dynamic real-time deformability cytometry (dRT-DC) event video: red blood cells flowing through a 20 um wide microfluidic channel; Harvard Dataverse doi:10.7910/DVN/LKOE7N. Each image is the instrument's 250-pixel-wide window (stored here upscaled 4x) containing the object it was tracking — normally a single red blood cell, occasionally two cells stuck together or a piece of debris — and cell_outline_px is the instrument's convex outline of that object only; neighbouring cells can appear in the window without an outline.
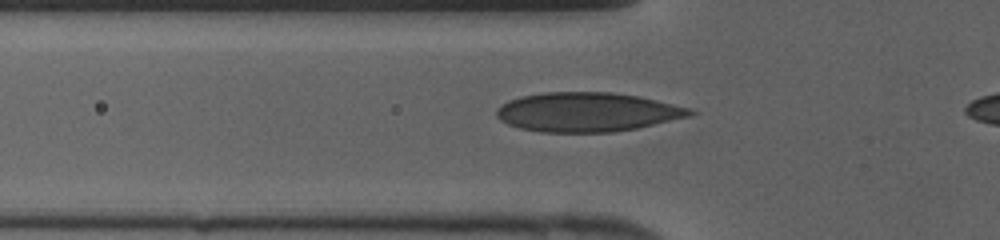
{"species": "human", "species_latin": "Homo sapiens", "temperature_condition": "cold", "stored_images_in_passage": 28, "camera_frame_rate_fps": 3000, "um_per_image_px": 0.085, "donor": {"sex": "female"}, "frame": {"image": 1, "passage_image": 7, "time_ms": 2.0, "image_size_px": [1000, 240], "cell_outline_px": [[700, 112], [692, 116], [636, 128], [612, 132], [540, 132], [520, 128], [508, 124], [500, 120], [496, 116], [496, 108], [508, 100], [520, 96], [544, 92], [612, 92], [636, 96], [656, 100], [692, 108]], "centroid_in_image_um": [49.93, 9.52], "position_along_channel_um": 75.9, "area_um2": 44.45}}
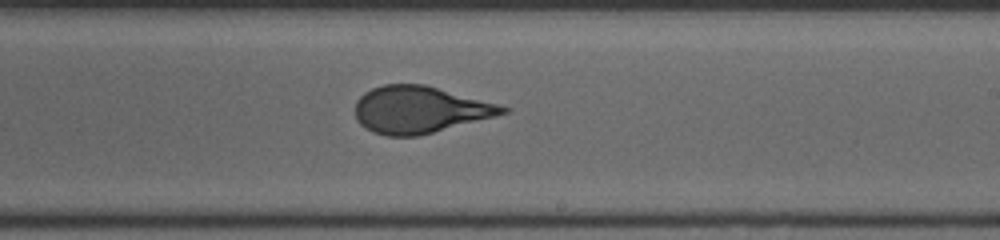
{"frame": {"image": 2, "passage_image": 18, "time_ms": 5.667, "image_size_px": [1000, 240], "cell_outline_px": [[512, 108], [508, 112], [496, 116], [416, 136], [388, 136], [372, 132], [360, 124], [356, 120], [356, 100], [364, 92], [372, 88], [384, 84], [424, 84]], "centroid_in_image_um": [35.64, 9.32], "position_along_channel_um": 253.4, "area_um2": 40.0}}
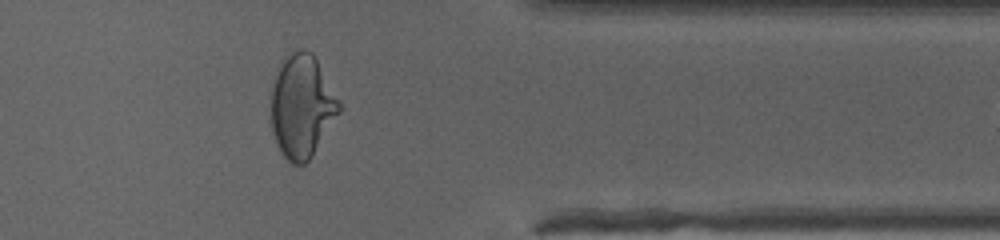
{"frame": {"image": 3, "passage_image": 27, "time_ms": 8.667, "image_size_px": [1000, 240], "cell_outline_px": [[344, 108], [312, 156], [304, 164], [292, 164], [284, 156], [276, 144], [272, 132], [272, 88], [276, 76], [284, 60], [292, 52], [300, 48], [304, 48], [312, 52], [340, 100]], "centroid_in_image_um": [25.71, 9.06], "position_along_channel_um": 385.7, "area_um2": 40.81}}